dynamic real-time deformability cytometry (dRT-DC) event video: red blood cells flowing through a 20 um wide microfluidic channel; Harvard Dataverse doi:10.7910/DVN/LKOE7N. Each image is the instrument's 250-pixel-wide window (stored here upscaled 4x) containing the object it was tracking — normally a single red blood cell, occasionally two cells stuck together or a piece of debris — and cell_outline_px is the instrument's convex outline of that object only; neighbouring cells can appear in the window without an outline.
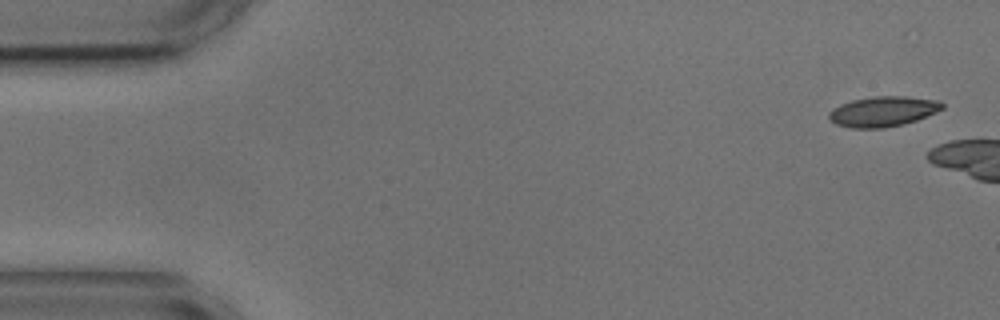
{"species": "common noctule bat (a hibernating species)", "species_latin": "Nyctalus noctula", "temperature_condition": "cold", "stored_images_in_passage": 3, "camera_frame_rate_fps": 3000, "um_per_image_px": 0.085, "animal": {"sex": "male", "body_mass_g": 17.9, "forearm_length_mm": 54.2}, "frame": {"image": 1, "passage_image": 1, "time_ms": 0.0, "image_size_px": [1000, 320], "cell_outline_px": [[944, 108], [936, 112], [916, 120], [904, 124], [884, 128], [848, 128], [836, 124], [828, 116], [828, 112], [832, 108], [840, 104], [852, 100], [876, 96], [904, 96], [940, 100], [944, 104]], "centroid_in_image_um": [75.06, 9.47], "position_along_channel_um": 9.9, "area_um2": 20.06}}